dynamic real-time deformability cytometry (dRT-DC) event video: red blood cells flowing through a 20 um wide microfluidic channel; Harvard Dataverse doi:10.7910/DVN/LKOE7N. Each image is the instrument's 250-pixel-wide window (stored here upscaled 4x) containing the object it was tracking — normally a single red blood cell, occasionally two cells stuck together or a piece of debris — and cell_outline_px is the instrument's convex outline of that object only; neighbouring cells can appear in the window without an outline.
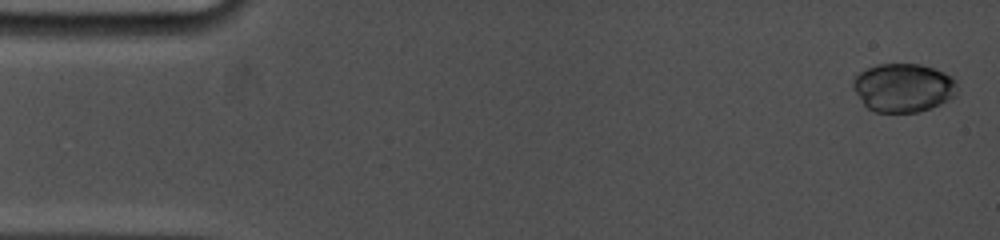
{"species": "common noctule bat (a hibernating species)", "species_latin": "Nyctalus noctula", "temperature_condition": "cold", "stored_images_in_passage": 81, "camera_frame_rate_fps": 5000, "um_per_image_px": 0.085, "animal": {"sex": "female", "body_mass_g": 19.0, "forearm_length_mm": 53.3}, "frame": {"image": 1, "passage_image": 1, "time_ms": 0.0, "image_size_px": [1000, 240], "cell_outline_px": [[956, 96], [928, 108], [916, 112], [876, 112], [868, 108], [864, 104], [852, 88], [852, 80], [860, 72], [876, 64], [920, 64], [944, 72], [952, 76], [956, 80]], "centroid_in_image_um": [76.76, 7.44], "position_along_channel_um": 8.2, "area_um2": 29.36}}
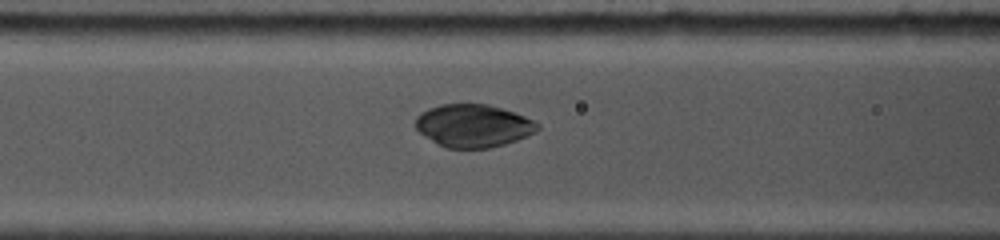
{"frame": {"image": 2, "passage_image": 48, "time_ms": 6.4, "image_size_px": [1000, 240], "cell_outline_px": [[540, 128], [536, 132], [516, 140], [504, 144], [488, 148], [448, 148], [436, 144], [424, 136], [416, 128], [416, 116], [420, 112], [428, 108], [440, 104], [488, 104], [524, 116], [540, 124]], "centroid_in_image_um": [40.2, 10.69], "position_along_channel_um": 126.4, "area_um2": 30.4}}
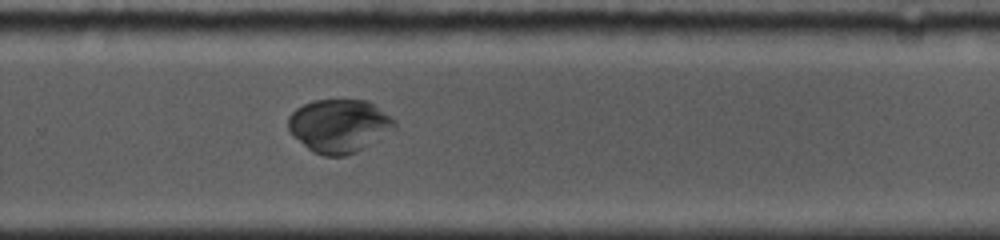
{"frame": {"image": 3, "passage_image": 70, "time_ms": 11.0, "image_size_px": [1000, 240], "cell_outline_px": [[396, 128], [356, 152], [344, 156], [324, 156], [312, 152], [292, 136], [288, 132], [288, 116], [296, 108], [312, 100], [368, 100], [396, 120]], "centroid_in_image_um": [28.79, 10.69], "position_along_channel_um": 301.0, "area_um2": 33.18}}